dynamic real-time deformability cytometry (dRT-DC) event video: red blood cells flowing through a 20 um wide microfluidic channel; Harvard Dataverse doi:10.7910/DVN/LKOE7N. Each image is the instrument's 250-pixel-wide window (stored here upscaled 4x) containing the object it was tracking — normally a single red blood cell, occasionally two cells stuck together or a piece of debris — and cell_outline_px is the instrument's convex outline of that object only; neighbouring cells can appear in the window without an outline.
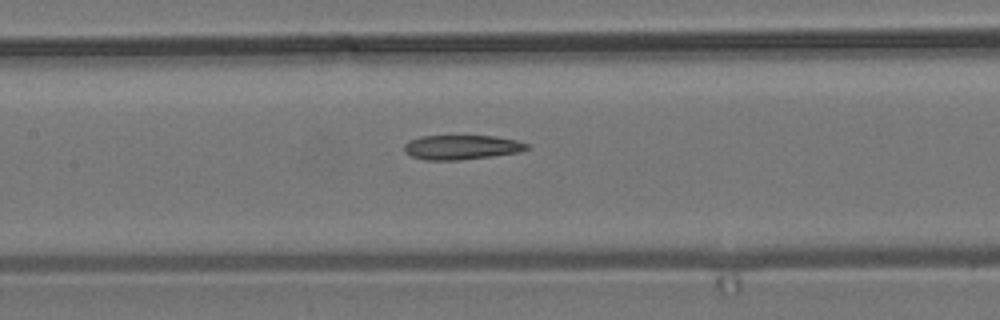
{"species": "common noctule bat (a hibernating species)", "species_latin": "Nyctalus noctula", "temperature_condition": "room temperature", "stored_images_in_passage": 6, "camera_frame_rate_fps": 3000, "um_per_image_px": 0.085, "animal": {"sex": "male", "body_mass_g": 19.2, "forearm_length_mm": 51.8}, "frame": {"image": 1, "passage_image": 6, "time_ms": 7.0, "image_size_px": [1000, 320], "cell_outline_px": [[528, 148], [520, 152], [492, 156], [460, 160], [424, 160], [412, 156], [404, 152], [404, 144], [408, 140], [420, 136], [496, 136], [516, 140], [528, 144]], "centroid_in_image_um": [39.2, 12.51], "position_along_channel_um": 168.2, "area_um2": 17.57}}